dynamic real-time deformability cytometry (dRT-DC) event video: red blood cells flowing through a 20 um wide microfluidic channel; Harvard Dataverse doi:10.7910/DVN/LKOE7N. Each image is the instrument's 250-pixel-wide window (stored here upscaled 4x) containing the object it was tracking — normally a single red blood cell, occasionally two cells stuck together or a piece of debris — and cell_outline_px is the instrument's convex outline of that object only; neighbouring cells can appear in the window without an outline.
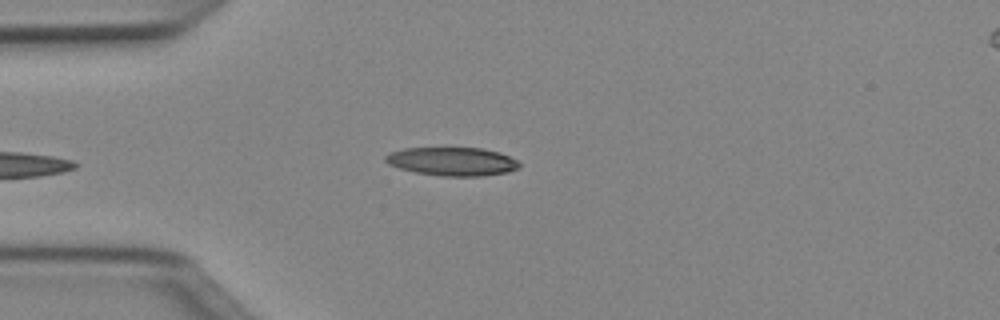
{"species": "Egyptian fruit bat (a non-hibernating species)", "species_latin": "Rousettus aegyptiacus", "temperature_condition": "cold", "stored_images_in_passage": 35, "camera_frame_rate_fps": 3000, "um_per_image_px": 0.085, "animal": {"sex": "female"}, "frame": {"image": 1, "passage_image": 2, "time_ms": 0.333, "image_size_px": [1000, 320], "cell_outline_px": [[520, 168], [508, 172], [480, 176], [440, 176], [416, 172], [400, 168], [388, 164], [384, 160], [384, 156], [388, 152], [404, 148], [484, 148], [500, 152], [516, 160], [520, 164]], "centroid_in_image_um": [38.43, 13.72], "position_along_channel_um": 46.6, "area_um2": 22.31}}
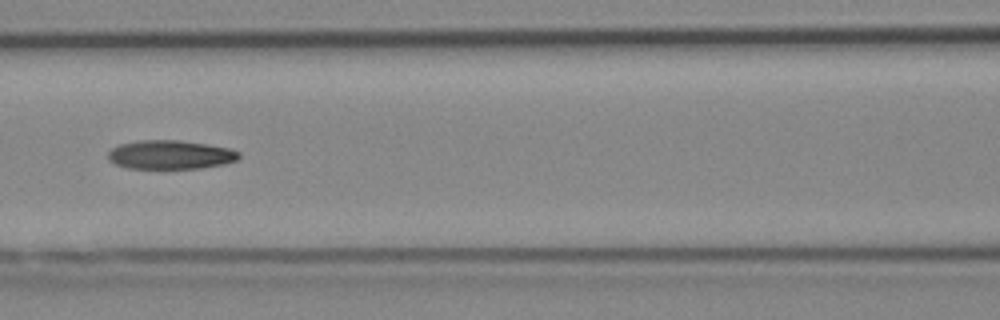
{"frame": {"image": 2, "passage_image": 11, "time_ms": 3.333, "image_size_px": [1000, 320], "cell_outline_px": [[240, 156], [236, 160], [224, 164], [200, 168], [128, 168], [116, 164], [108, 160], [108, 152], [112, 148], [120, 144], [140, 140], [180, 140], [208, 144], [228, 148], [240, 152]], "centroid_in_image_um": [14.48, 13.14], "position_along_channel_um": 152.1, "area_um2": 21.96}}
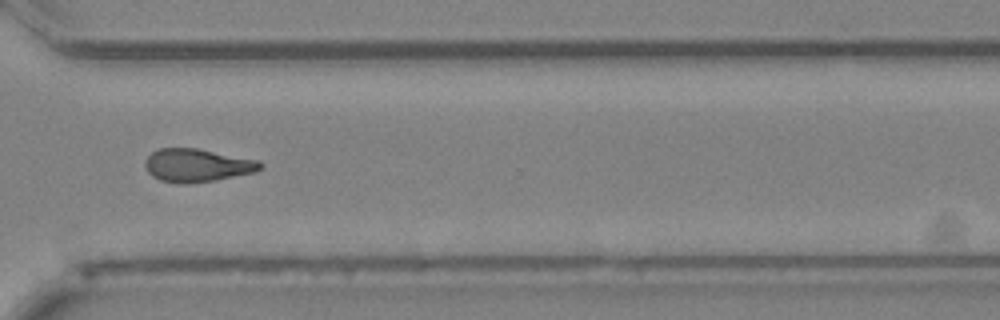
{"frame": {"image": 3, "passage_image": 26, "time_ms": 8.333, "image_size_px": [1000, 320], "cell_outline_px": [[264, 168], [256, 172], [216, 180], [160, 180], [152, 176], [148, 172], [144, 164], [144, 160], [152, 152], [160, 148], [196, 148], [260, 160], [264, 164]], "centroid_in_image_um": [16.83, 14.0], "position_along_channel_um": 353.8, "area_um2": 21.62}, "authors_computed_cell_mechanics": {"area_um2": 22.7154, "velocity_mm_per_s": 4.0291, "shape_relaxation_time_tau1_ms": 4.7033, "shape_relaxation_time_tau2_ms": 4.2598, "deformation_change_tau1": 0.1412, "deformation_change_tau2": 0.1222}}